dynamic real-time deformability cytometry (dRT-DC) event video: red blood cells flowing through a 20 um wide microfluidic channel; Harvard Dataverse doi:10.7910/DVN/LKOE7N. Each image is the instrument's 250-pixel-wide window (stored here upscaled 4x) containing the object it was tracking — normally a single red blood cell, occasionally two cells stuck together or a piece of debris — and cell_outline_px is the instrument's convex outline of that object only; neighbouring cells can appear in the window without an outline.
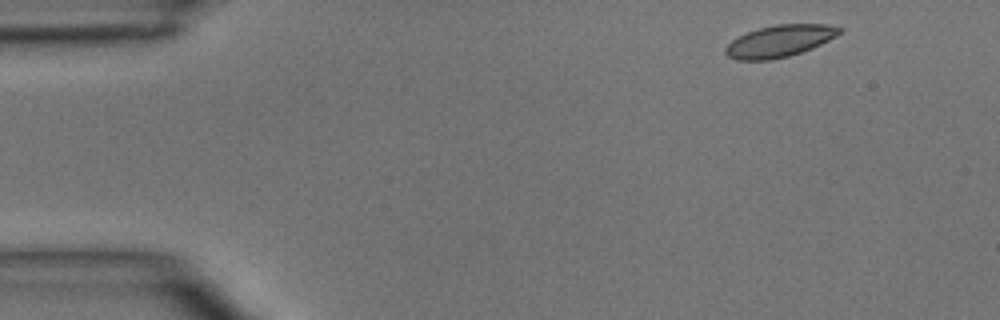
{"species": "common noctule bat (a hibernating species)", "species_latin": "Nyctalus noctula", "temperature_condition": "room temperature", "stored_images_in_passage": 4, "camera_frame_rate_fps": 3000, "um_per_image_px": 0.085, "animal": {"sex": "male", "body_mass_g": 15.6}, "frame": {"image": 1, "passage_image": 1, "time_ms": 0.0, "image_size_px": [1000, 320], "cell_outline_px": [[844, 28], [836, 36], [812, 48], [788, 56], [772, 60], [736, 60], [728, 56], [724, 52], [724, 48], [736, 36], [760, 28], [776, 24], [828, 24]], "centroid_in_image_um": [66.24, 3.49], "position_along_channel_um": 18.8, "area_um2": 21.15}}
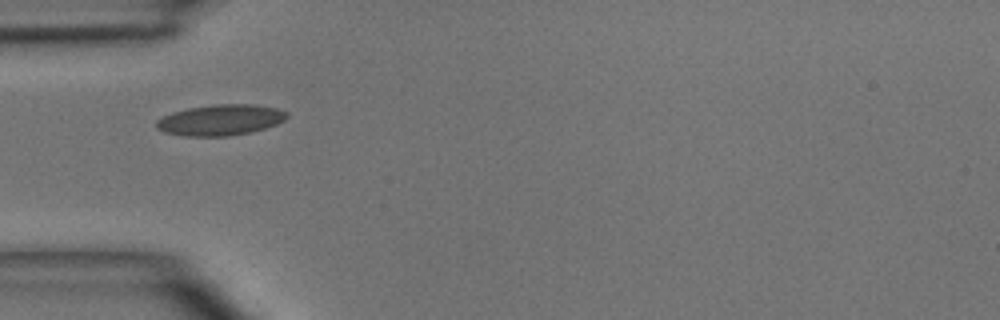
{"frame": {"image": 2, "passage_image": 4, "time_ms": 3.333, "image_size_px": [1000, 320], "cell_outline_px": [[288, 116], [284, 120], [276, 124], [252, 132], [228, 136], [184, 136], [164, 132], [156, 128], [156, 120], [172, 112], [188, 108], [216, 104], [252, 104], [276, 108], [288, 112]], "centroid_in_image_um": [18.73, 10.2], "position_along_channel_um": 66.3, "area_um2": 23.47}}